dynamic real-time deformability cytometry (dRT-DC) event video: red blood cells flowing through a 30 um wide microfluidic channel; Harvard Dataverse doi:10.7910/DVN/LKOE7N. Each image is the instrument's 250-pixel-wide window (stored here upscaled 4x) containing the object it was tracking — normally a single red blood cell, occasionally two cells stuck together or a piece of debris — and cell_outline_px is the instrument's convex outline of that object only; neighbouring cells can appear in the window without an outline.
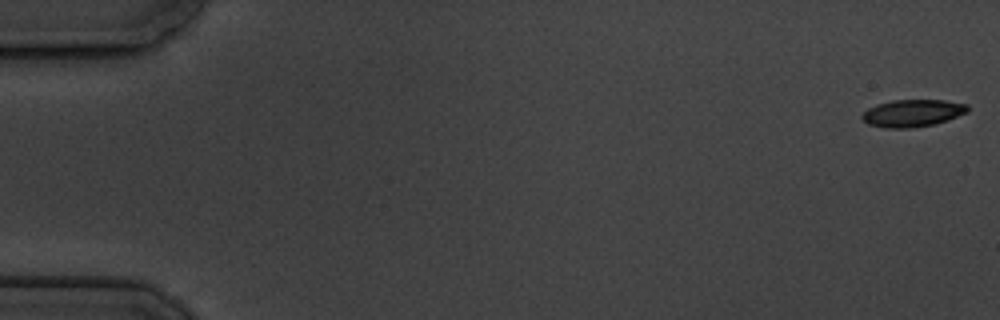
{"species": "common noctule bat (a hibernating species)", "species_latin": "Nyctalus noctula", "temperature_condition": "cold", "stored_images_in_passage": 5, "camera_frame_rate_fps": 3000, "um_per_image_px": 0.085, "animal": {"sex": "male", "body_mass_g": 19.5, "forearm_length_mm": 54.6}, "frame": {"image": 1, "passage_image": 1, "time_ms": 0.0, "image_size_px": [1000, 320], "cell_outline_px": [[968, 112], [936, 124], [912, 128], [888, 128], [868, 124], [860, 116], [868, 108], [876, 104], [892, 100], [944, 100], [968, 104]], "centroid_in_image_um": [77.57, 9.61], "position_along_channel_um": 7.4, "area_um2": 16.82}}
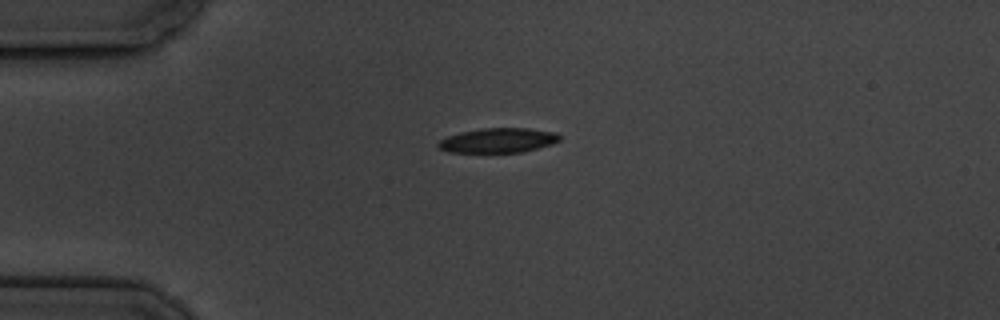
{"frame": {"image": 2, "passage_image": 5, "time_ms": 4.667, "image_size_px": [1000, 320], "cell_outline_px": [[560, 140], [552, 144], [520, 152], [448, 152], [440, 148], [436, 144], [440, 140], [448, 136], [460, 132], [484, 128], [528, 128], [556, 132], [560, 136]], "centroid_in_image_um": [42.34, 11.92], "position_along_channel_um": 42.7, "area_um2": 17.28}}